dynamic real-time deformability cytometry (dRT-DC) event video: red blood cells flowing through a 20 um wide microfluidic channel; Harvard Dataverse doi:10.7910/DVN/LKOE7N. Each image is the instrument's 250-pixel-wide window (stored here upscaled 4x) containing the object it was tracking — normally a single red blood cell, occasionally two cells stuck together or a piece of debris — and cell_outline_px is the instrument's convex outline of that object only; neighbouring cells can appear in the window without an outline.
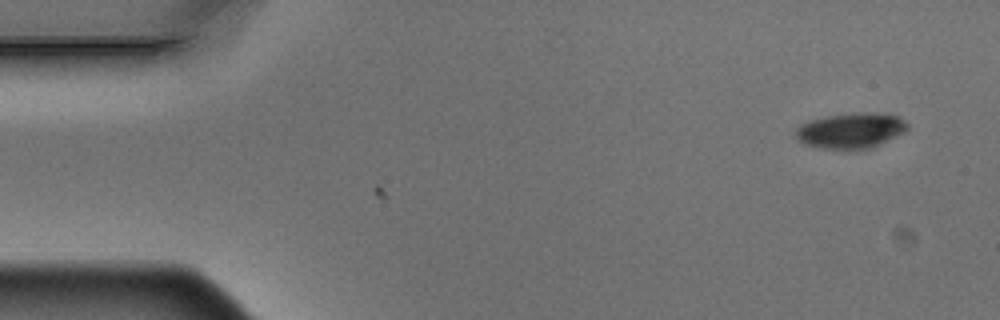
{"species": "Egyptian fruit bat (a non-hibernating species)", "species_latin": "Rousettus aegyptiacus", "temperature_condition": "warm", "stored_images_in_passage": 2, "camera_frame_rate_fps": 3000, "um_per_image_px": 0.085, "animal": {"sex": "male"}, "frame": {"image": 1, "passage_image": 2, "time_ms": 0.333, "image_size_px": [1000, 320], "cell_outline_px": [[908, 128], [904, 132], [872, 148], [820, 148], [804, 144], [796, 136], [796, 128], [800, 124], [808, 120], [828, 116], [856, 112], [888, 112], [900, 116], [908, 124]], "centroid_in_image_um": [72.36, 11.06], "position_along_channel_um": 12.6, "area_um2": 23.18}}